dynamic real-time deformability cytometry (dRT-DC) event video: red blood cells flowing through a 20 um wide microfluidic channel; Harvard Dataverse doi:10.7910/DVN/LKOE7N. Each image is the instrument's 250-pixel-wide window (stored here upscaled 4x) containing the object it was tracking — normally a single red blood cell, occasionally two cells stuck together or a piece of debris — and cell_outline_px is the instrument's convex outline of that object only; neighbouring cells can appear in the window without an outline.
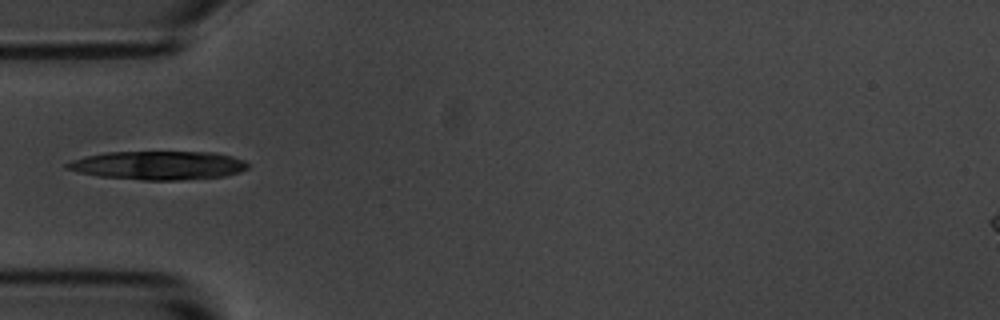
{"species": "common noctule bat (a hibernating species)", "species_latin": "Nyctalus noctula", "temperature_condition": "room temperature", "stored_images_in_passage": 10, "camera_frame_rate_fps": 3000, "um_per_image_px": 0.085, "animal": {"sex": "male", "body_mass_g": 20.1, "forearm_length_mm": 53.5}, "frame": {"image": 1, "passage_image": 1, "time_ms": 0.0, "image_size_px": [1000, 320], "cell_outline_px": [[248, 168], [240, 172], [224, 176], [180, 180], [144, 180], [100, 176], [80, 172], [64, 168], [64, 164], [72, 160], [84, 156], [104, 152], [212, 152], [232, 156], [244, 160], [248, 164]], "centroid_in_image_um": [13.44, 14.05], "position_along_channel_um": 71.6, "area_um2": 30.17}}